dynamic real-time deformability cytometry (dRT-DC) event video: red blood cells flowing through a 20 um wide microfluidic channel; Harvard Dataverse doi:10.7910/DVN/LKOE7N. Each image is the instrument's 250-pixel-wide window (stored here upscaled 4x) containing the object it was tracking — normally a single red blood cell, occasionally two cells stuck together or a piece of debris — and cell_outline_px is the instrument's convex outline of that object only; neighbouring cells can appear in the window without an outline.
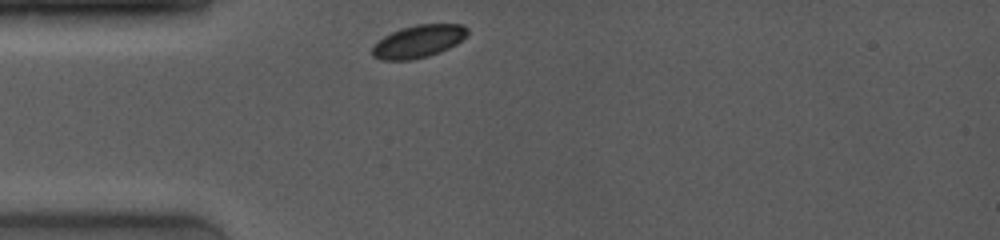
{"species": "common noctule bat (a hibernating species)", "species_latin": "Nyctalus noctula", "temperature_condition": "room temperature", "stored_images_in_passage": 3, "camera_frame_rate_fps": 4000, "um_per_image_px": 0.085, "animal": {"sex": "female", "body_mass_g": 19.0, "forearm_length_mm": 53.3}, "frame": {"image": 1, "passage_image": 1, "time_ms": 0.0, "image_size_px": [1000, 240], "cell_outline_px": [[468, 32], [456, 44], [440, 52], [428, 56], [412, 60], [380, 60], [372, 56], [372, 48], [384, 36], [392, 32], [416, 24], [460, 24], [468, 28]], "centroid_in_image_um": [35.56, 3.53], "position_along_channel_um": 49.4, "area_um2": 17.86}}